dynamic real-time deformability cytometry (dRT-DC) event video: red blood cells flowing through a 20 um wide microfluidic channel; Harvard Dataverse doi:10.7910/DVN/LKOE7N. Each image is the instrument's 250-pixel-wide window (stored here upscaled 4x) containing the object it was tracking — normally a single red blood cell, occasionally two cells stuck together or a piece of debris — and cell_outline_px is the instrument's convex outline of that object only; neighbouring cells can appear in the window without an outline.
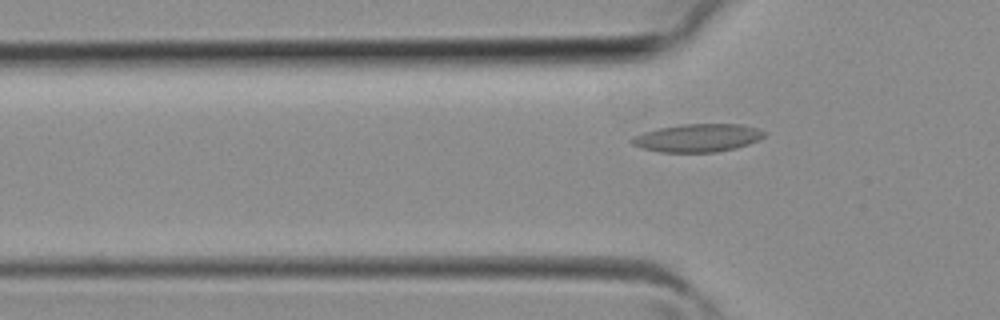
{"species": "common noctule bat (a hibernating species)", "species_latin": "Nyctalus noctula", "temperature_condition": "room temperature", "stored_images_in_passage": 35, "camera_frame_rate_fps": 3000, "um_per_image_px": 0.085, "animal": {"sex": "female", "body_mass_g": 19.3, "forearm_length_mm": 54.1}, "frame": {"image": 1, "passage_image": 9, "time_ms": 2.667, "image_size_px": [1000, 320], "cell_outline_px": [[764, 136], [760, 140], [736, 148], [716, 152], [660, 152], [640, 148], [632, 144], [628, 140], [632, 136], [656, 128], [680, 124], [744, 124], [756, 128], [764, 132]], "centroid_in_image_um": [59.25, 11.72], "position_along_channel_um": 66.5, "area_um2": 21.85}}
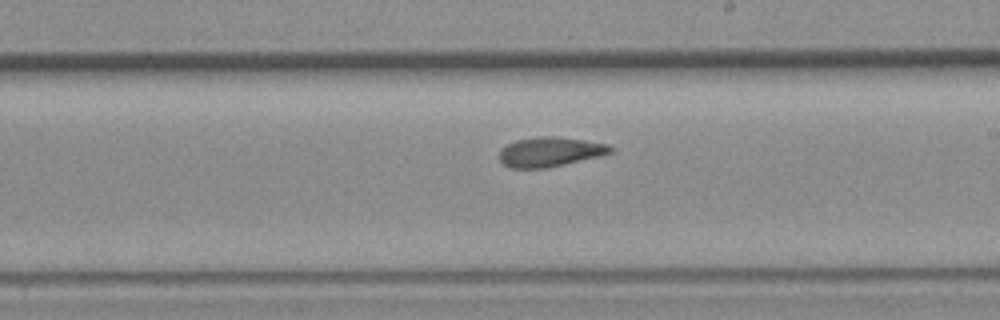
{"frame": {"image": 2, "passage_image": 19, "time_ms": 6.0, "image_size_px": [1000, 320], "cell_outline_px": [[612, 152], [600, 156], [564, 164], [544, 168], [508, 168], [500, 160], [500, 148], [516, 140], [536, 136], [552, 136], [584, 140], [608, 144], [612, 148]], "centroid_in_image_um": [46.72, 12.9], "position_along_channel_um": 242.3, "area_um2": 19.07}}
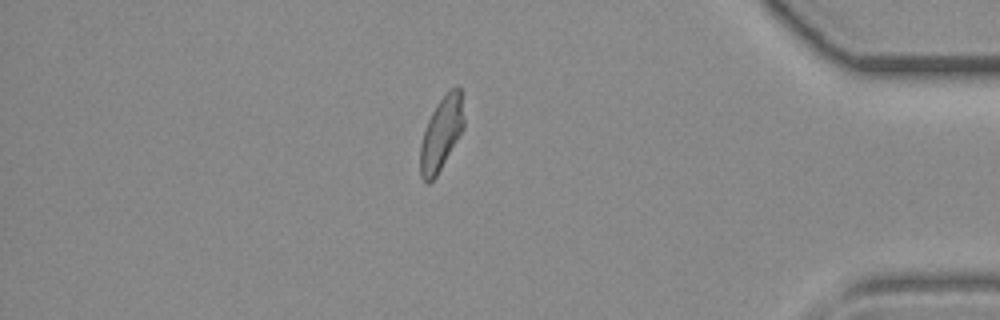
{"frame": {"image": 3, "passage_image": 30, "time_ms": 9.667, "image_size_px": [1000, 320], "cell_outline_px": [[464, 128], [436, 176], [428, 184], [420, 176], [420, 144], [428, 120], [432, 112], [440, 100], [456, 84], [460, 84], [464, 120]], "centroid_in_image_um": [37.52, 11.34], "position_along_channel_um": 397.7, "area_um2": 18.44}}